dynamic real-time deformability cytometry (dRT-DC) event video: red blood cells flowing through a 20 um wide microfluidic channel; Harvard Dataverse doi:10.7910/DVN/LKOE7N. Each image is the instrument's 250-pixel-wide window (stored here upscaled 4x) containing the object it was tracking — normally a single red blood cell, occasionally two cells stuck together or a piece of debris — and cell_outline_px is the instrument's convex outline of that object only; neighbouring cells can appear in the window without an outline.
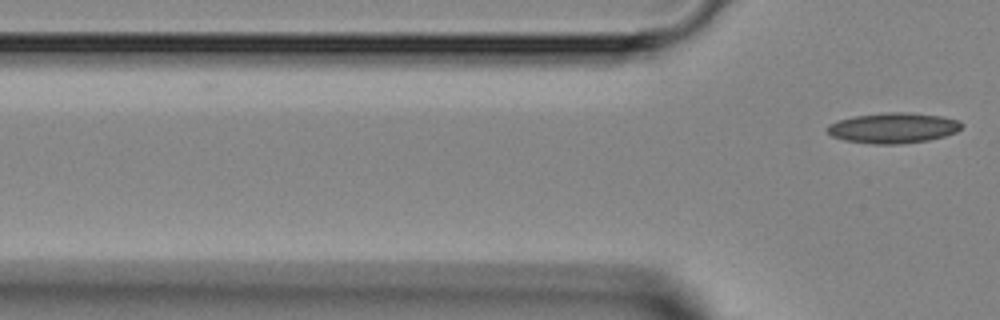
{"species": "Egyptian fruit bat (a non-hibernating species)", "species_latin": "Rousettus aegyptiacus", "temperature_condition": "room temperature", "stored_images_in_passage": 2, "camera_frame_rate_fps": 3000, "um_per_image_px": 0.085, "animal": {"sex": "female"}, "frame": {"image": 1, "passage_image": 2, "time_ms": 1.333, "image_size_px": [1000, 320], "cell_outline_px": [[964, 124], [956, 132], [944, 136], [928, 140], [900, 144], [872, 144], [844, 140], [832, 136], [824, 128], [828, 124], [836, 120], [856, 116], [884, 112], [908, 112], [940, 116], [960, 120]], "centroid_in_image_um": [75.9, 10.87], "position_along_channel_um": 49.9, "area_um2": 23.99}}